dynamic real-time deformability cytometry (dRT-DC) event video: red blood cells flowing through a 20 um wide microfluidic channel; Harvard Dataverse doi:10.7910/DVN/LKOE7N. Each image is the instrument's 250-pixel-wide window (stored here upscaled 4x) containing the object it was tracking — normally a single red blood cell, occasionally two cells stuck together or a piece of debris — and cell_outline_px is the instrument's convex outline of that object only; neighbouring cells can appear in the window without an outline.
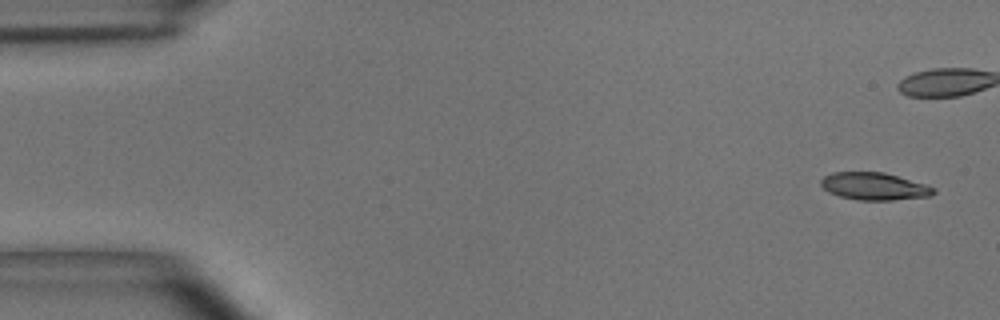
{"species": "common noctule bat (a hibernating species)", "species_latin": "Nyctalus noctula", "temperature_condition": "room temperature", "stored_images_in_passage": 5, "camera_frame_rate_fps": 3000, "um_per_image_px": 0.085, "animal": {"sex": "male", "body_mass_g": 15.6}, "frame": {"image": 1, "passage_image": 1, "time_ms": 0.0, "image_size_px": [1000, 320], "cell_outline_px": [[936, 192], [932, 196], [892, 200], [860, 200], [840, 196], [828, 192], [820, 184], [820, 180], [824, 176], [832, 172], [884, 172], [924, 184], [936, 188]], "centroid_in_image_um": [74.31, 15.83], "position_along_channel_um": 10.7, "area_um2": 17.98}}